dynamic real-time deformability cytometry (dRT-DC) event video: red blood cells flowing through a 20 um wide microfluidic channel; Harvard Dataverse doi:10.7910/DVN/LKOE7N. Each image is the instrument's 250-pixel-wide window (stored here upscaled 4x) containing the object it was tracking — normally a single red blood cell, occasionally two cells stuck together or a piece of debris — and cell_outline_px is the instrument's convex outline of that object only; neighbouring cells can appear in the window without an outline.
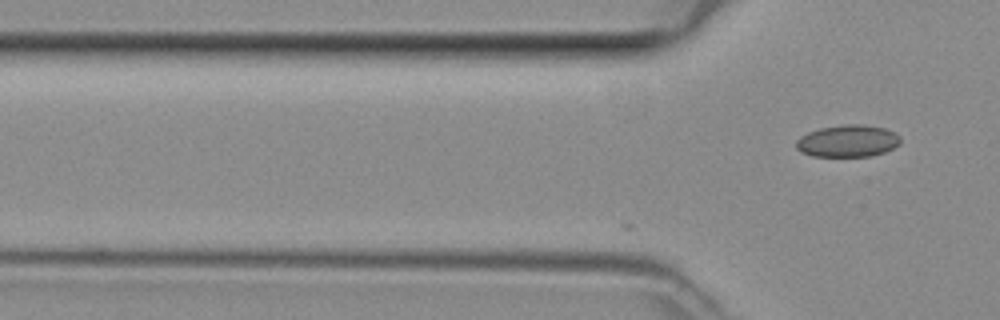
{"species": "common noctule bat (a hibernating species)", "species_latin": "Nyctalus noctula", "temperature_condition": "room temperature", "stored_images_in_passage": 2, "camera_frame_rate_fps": 3000, "um_per_image_px": 0.085, "animal": {"sex": "female", "body_mass_g": 29.2, "forearm_length_mm": 56.3}, "frame": {"image": 1, "passage_image": 2, "time_ms": 0.333, "image_size_px": [1000, 320], "cell_outline_px": [[900, 144], [884, 152], [872, 156], [812, 156], [800, 152], [796, 148], [796, 140], [800, 136], [808, 132], [820, 128], [848, 124], [864, 124], [884, 128], [900, 136]], "centroid_in_image_um": [72.04, 11.99], "position_along_channel_um": 53.8, "area_um2": 19.48}}